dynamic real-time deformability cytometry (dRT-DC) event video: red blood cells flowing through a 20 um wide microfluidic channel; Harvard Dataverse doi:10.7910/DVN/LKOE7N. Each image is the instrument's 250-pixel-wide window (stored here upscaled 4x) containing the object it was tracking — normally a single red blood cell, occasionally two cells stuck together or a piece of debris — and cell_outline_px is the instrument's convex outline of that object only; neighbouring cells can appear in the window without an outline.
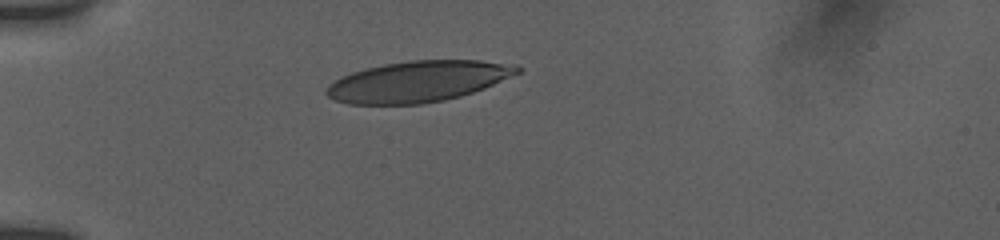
{"species": "human", "species_latin": "Homo sapiens", "temperature_condition": "room temperature", "stored_images_in_passage": 37, "camera_frame_rate_fps": 3000, "um_per_image_px": 0.085, "donor": {"sex": "female"}, "frame": {"image": 1, "passage_image": 1, "time_ms": 0.0, "image_size_px": [1000, 240], "cell_outline_px": [[524, 68], [520, 72], [484, 88], [460, 96], [444, 100], [420, 104], [348, 104], [336, 100], [328, 96], [324, 92], [328, 84], [352, 72], [384, 64], [408, 60], [480, 60], [516, 64]], "centroid_in_image_um": [35.56, 6.91], "position_along_channel_um": 49.4, "area_um2": 45.43}}
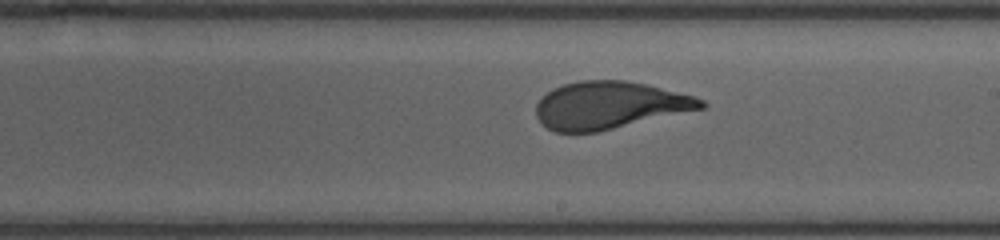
{"frame": {"image": 2, "passage_image": 21, "time_ms": 5.667, "image_size_px": [1000, 240], "cell_outline_px": [[708, 104], [704, 108], [596, 132], [552, 132], [536, 116], [536, 104], [552, 88], [564, 84], [580, 80], [624, 80], [644, 84], [692, 96], [704, 100]], "centroid_in_image_um": [51.78, 8.95], "position_along_channel_um": 237.2, "area_um2": 45.03}}
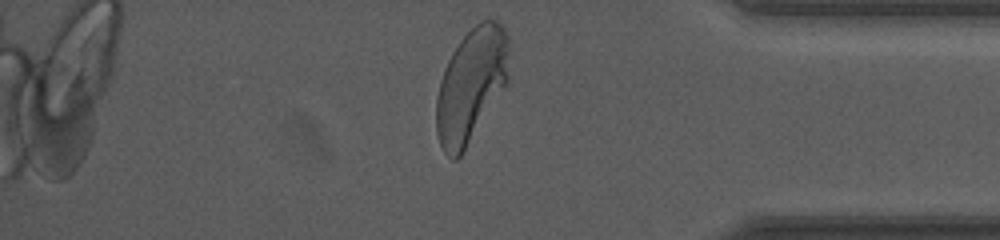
{"frame": {"image": 3, "passage_image": 36, "time_ms": 10.333, "image_size_px": [1000, 240], "cell_outline_px": [[508, 80], [460, 156], [456, 160], [452, 160], [444, 152], [440, 144], [436, 132], [436, 100], [440, 80], [444, 68], [452, 52], [460, 40], [480, 20], [496, 20], [504, 28], [508, 36]], "centroid_in_image_um": [40.02, 7.22], "position_along_channel_um": 395.2, "area_um2": 47.57}, "authors_computed_cell_mechanics": {"area_um2": 46.0088, "velocity_mm_per_s": 3.7697, "shape_relaxation_time_tau1_ms": 3.4323, "shape_relaxation_time_tau2_ms": null, "deformation_change_tau1": 0.1775, "deformation_change_tau2": null}}